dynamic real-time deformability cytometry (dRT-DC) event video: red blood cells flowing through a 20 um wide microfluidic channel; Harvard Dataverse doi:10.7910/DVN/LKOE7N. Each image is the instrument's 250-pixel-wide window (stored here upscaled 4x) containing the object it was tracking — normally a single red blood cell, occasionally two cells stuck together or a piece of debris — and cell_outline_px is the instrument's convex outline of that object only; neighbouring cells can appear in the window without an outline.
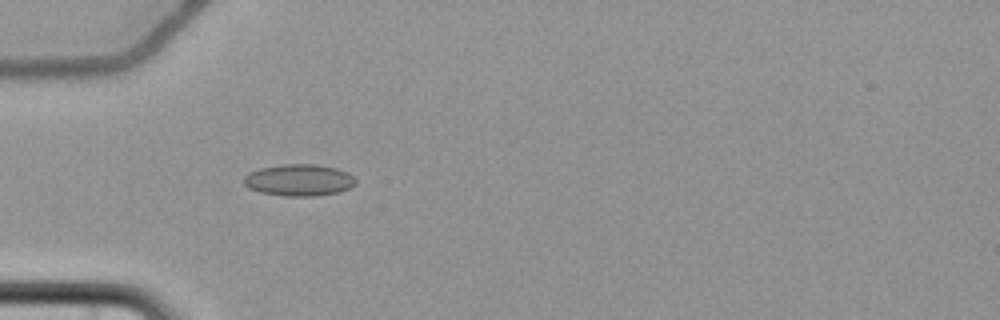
{"species": "common noctule bat (a hibernating species)", "species_latin": "Nyctalus noctula", "temperature_condition": "cold", "stored_images_in_passage": 7, "camera_frame_rate_fps": 3000, "um_per_image_px": 0.085, "animal": {"sex": "female", "body_mass_g": 22.7, "forearm_length_mm": 54.2}, "frame": {"image": 1, "passage_image": 5, "time_ms": 5.667, "image_size_px": [1000, 320], "cell_outline_px": [[356, 184], [340, 192], [312, 196], [284, 196], [260, 192], [248, 188], [244, 184], [244, 176], [260, 168], [284, 164], [316, 164], [336, 168], [348, 172], [356, 180]], "centroid_in_image_um": [25.43, 15.31], "position_along_channel_um": 59.6, "area_um2": 20.63}}
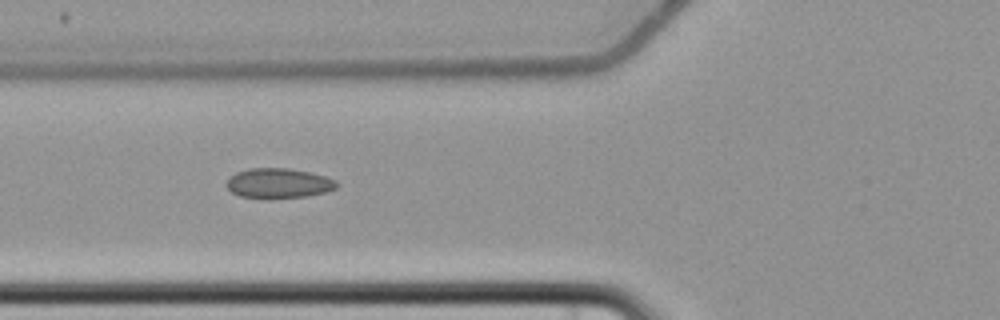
{"frame": {"image": 2, "passage_image": 6, "time_ms": 7.0, "image_size_px": [1000, 320], "cell_outline_px": [[340, 184], [336, 188], [328, 192], [308, 196], [268, 200], [240, 196], [232, 192], [228, 188], [228, 180], [236, 172], [248, 168], [288, 168], [308, 172], [324, 176], [336, 180]], "centroid_in_image_um": [23.71, 15.6], "position_along_channel_um": 102.1, "area_um2": 19.54}}
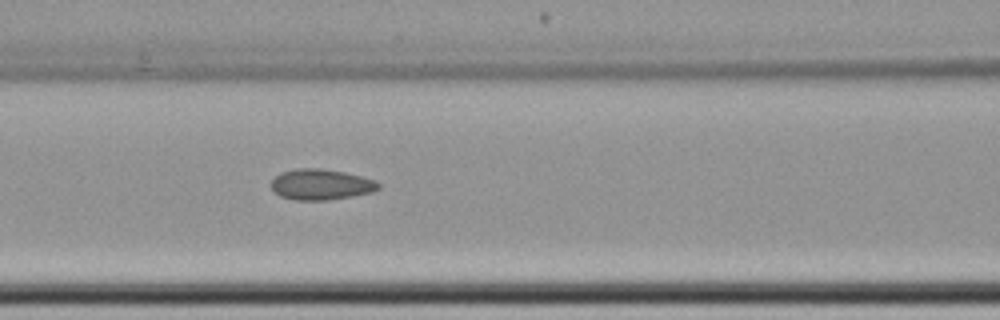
{"frame": {"image": 3, "passage_image": 7, "time_ms": 8.0, "image_size_px": [1000, 320], "cell_outline_px": [[380, 188], [372, 192], [352, 196], [328, 200], [296, 200], [280, 196], [272, 188], [272, 180], [280, 172], [296, 168], [320, 168], [344, 172], [376, 180], [380, 184]], "centroid_in_image_um": [27.29, 15.67], "position_along_channel_um": 139.3, "area_um2": 19.19}}